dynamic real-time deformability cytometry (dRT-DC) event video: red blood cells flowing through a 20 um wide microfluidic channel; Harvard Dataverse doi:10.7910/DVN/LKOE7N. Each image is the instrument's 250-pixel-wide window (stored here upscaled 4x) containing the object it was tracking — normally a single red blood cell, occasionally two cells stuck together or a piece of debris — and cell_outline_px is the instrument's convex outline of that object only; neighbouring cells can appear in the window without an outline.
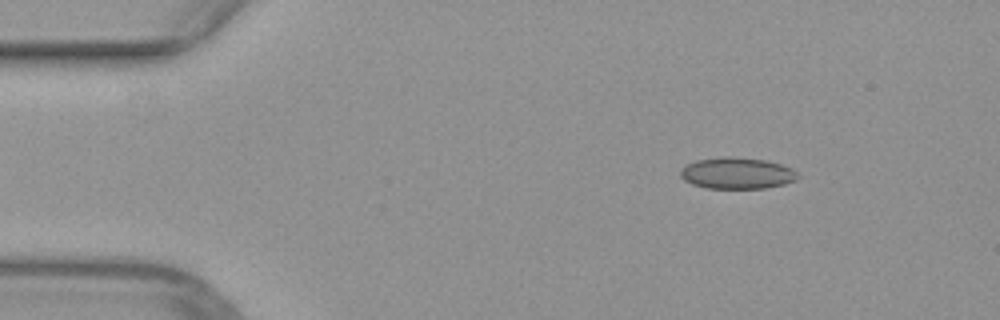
{"species": "common noctule bat (a hibernating species)", "species_latin": "Nyctalus noctula", "temperature_condition": "warm", "stored_images_in_passage": 43, "camera_frame_rate_fps": 3000, "um_per_image_px": 0.085, "animal": {"sex": "female", "body_mass_g": 29.2, "forearm_length_mm": 56.3}, "frame": {"image": 1, "passage_image": 5, "time_ms": 1.333, "image_size_px": [1000, 320], "cell_outline_px": [[800, 176], [796, 180], [784, 184], [764, 188], [708, 188], [692, 184], [684, 180], [680, 176], [680, 168], [696, 160], [764, 160], [780, 164], [792, 168]], "centroid_in_image_um": [62.67, 14.78], "position_along_channel_um": 22.3, "area_um2": 20.4}}
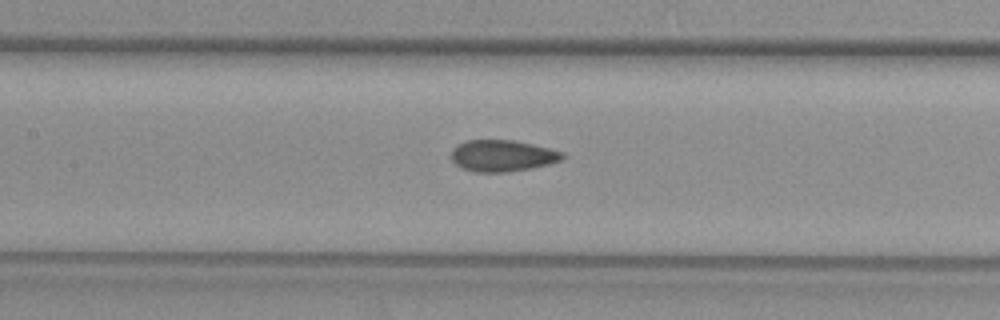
{"frame": {"image": 2, "passage_image": 21, "time_ms": 6.667, "image_size_px": [1000, 320], "cell_outline_px": [[564, 156], [560, 160], [548, 164], [532, 168], [508, 172], [476, 172], [464, 168], [456, 164], [452, 160], [452, 148], [456, 144], [468, 140], [516, 140], [564, 152]], "centroid_in_image_um": [42.69, 13.23], "position_along_channel_um": 164.7, "area_um2": 20.35}}
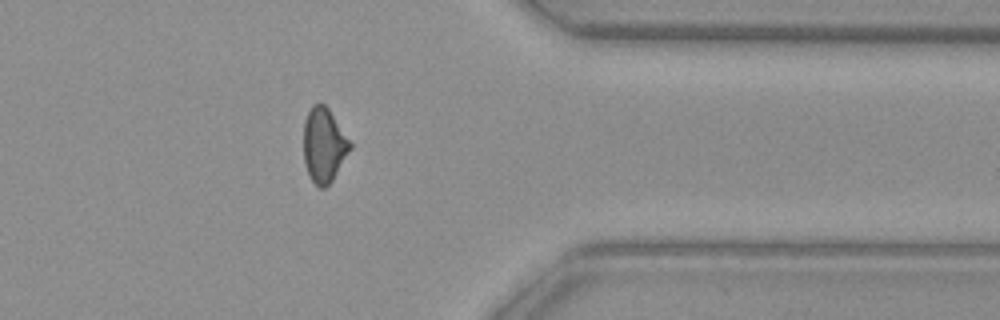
{"frame": {"image": 3, "passage_image": 38, "time_ms": 12.333, "image_size_px": [1000, 320], "cell_outline_px": [[352, 148], [332, 180], [324, 188], [320, 188], [312, 180], [304, 164], [304, 120], [312, 104], [320, 100], [328, 108], [352, 144]], "centroid_in_image_um": [27.52, 12.3], "position_along_channel_um": 383.9, "area_um2": 20.11}}